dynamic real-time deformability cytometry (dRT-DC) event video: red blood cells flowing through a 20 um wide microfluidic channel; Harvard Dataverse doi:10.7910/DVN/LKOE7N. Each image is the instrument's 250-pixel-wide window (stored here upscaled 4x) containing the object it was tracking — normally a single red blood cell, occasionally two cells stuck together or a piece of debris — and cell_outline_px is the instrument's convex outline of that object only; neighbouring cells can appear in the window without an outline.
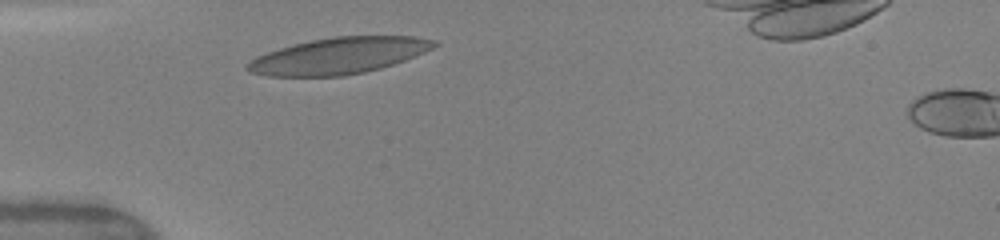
{"species": "human", "species_latin": "Homo sapiens", "temperature_condition": "warm", "stored_images_in_passage": 9, "camera_frame_rate_fps": 3000, "um_per_image_px": 0.085, "donor": {"sex": "female"}, "frame": {"image": 1, "passage_image": 3, "time_ms": 0.333, "image_size_px": [1000, 240], "cell_outline_px": [[440, 44], [424, 52], [404, 60], [380, 68], [364, 72], [344, 76], [268, 76], [248, 72], [244, 68], [256, 56], [280, 48], [312, 40], [332, 36], [416, 36], [436, 40]], "centroid_in_image_um": [28.81, 4.74], "position_along_channel_um": 56.2, "area_um2": 39.36}}
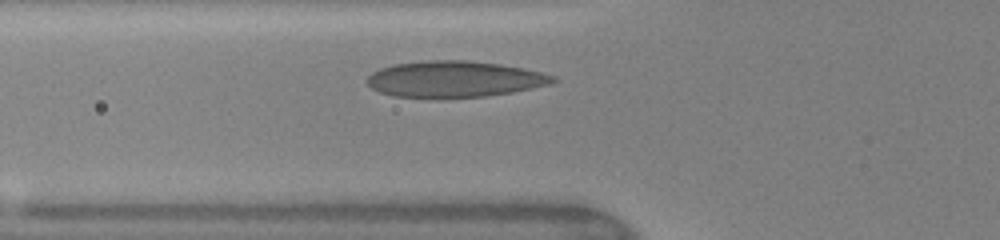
{"frame": {"image": 2, "passage_image": 7, "time_ms": 1.333, "image_size_px": [1000, 240], "cell_outline_px": [[556, 80], [552, 84], [512, 92], [488, 96], [392, 96], [380, 92], [372, 88], [364, 80], [372, 72], [380, 68], [392, 64], [424, 60], [464, 60], [500, 64], [524, 68], [544, 72], [556, 76]], "centroid_in_image_um": [38.64, 6.7], "position_along_channel_um": 87.2, "area_um2": 38.96}}